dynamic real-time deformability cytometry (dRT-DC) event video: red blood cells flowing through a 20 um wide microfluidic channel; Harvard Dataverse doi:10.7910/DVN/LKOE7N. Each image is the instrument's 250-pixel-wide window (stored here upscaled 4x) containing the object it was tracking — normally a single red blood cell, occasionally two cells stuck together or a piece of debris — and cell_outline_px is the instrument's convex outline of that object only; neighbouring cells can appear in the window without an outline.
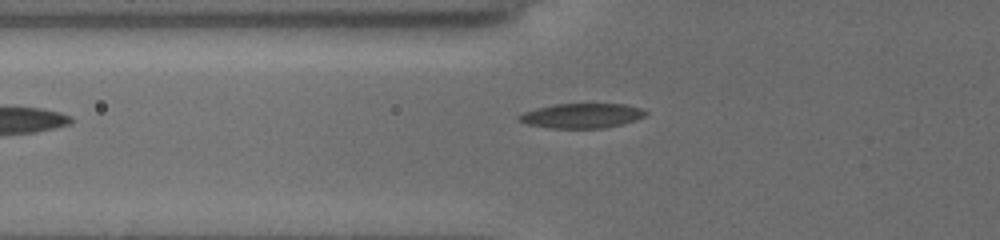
{"species": "common noctule bat (a hibernating species)", "species_latin": "Nyctalus noctula", "temperature_condition": "cold", "stored_images_in_passage": 10, "camera_frame_rate_fps": 3000, "um_per_image_px": 0.085, "animal": {"sex": "female", "body_mass_g": 19.5, "forearm_length_mm": 54.1}, "frame": {"image": 1, "passage_image": 10, "time_ms": 7.0, "image_size_px": [1000, 240], "cell_outline_px": [[648, 112], [644, 116], [620, 124], [600, 128], [552, 128], [528, 124], [520, 120], [516, 116], [524, 112], [556, 104], [624, 104], [640, 108]], "centroid_in_image_um": [49.44, 9.83], "position_along_channel_um": 76.4, "area_um2": 17.74}}